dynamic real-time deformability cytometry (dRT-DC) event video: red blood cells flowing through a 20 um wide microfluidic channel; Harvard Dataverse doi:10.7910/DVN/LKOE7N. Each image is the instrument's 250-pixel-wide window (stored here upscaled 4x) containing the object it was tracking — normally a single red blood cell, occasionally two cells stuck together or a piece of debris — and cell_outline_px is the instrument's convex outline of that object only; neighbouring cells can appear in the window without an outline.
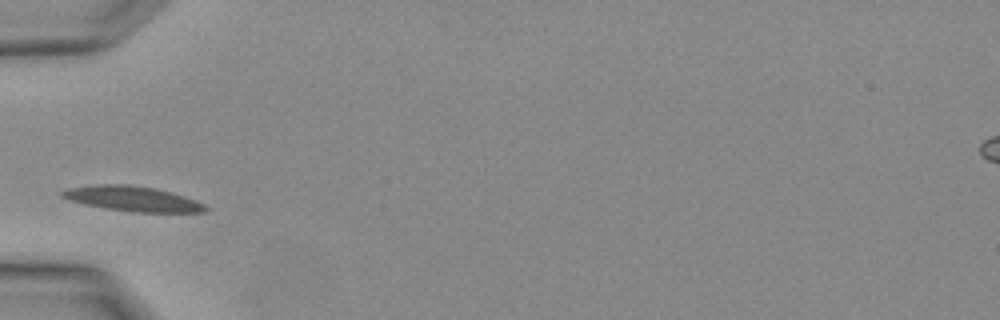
{"species": "Egyptian fruit bat (a non-hibernating species)", "species_latin": "Rousettus aegyptiacus", "temperature_condition": "warm", "stored_images_in_passage": 1, "camera_frame_rate_fps": 3000, "um_per_image_px": 0.085, "animal": {"sex": "female"}, "frame": {"image": 1, "passage_image": 1, "time_ms": 0.0, "image_size_px": [1000, 320], "cell_outline_px": [[208, 208], [204, 212], [132, 212], [104, 208], [84, 204], [68, 200], [60, 196], [60, 192], [68, 188], [96, 184], [128, 184], [156, 188], [184, 196], [204, 204]], "centroid_in_image_um": [11.22, 16.89], "position_along_channel_um": 73.8, "area_um2": 20.92}}